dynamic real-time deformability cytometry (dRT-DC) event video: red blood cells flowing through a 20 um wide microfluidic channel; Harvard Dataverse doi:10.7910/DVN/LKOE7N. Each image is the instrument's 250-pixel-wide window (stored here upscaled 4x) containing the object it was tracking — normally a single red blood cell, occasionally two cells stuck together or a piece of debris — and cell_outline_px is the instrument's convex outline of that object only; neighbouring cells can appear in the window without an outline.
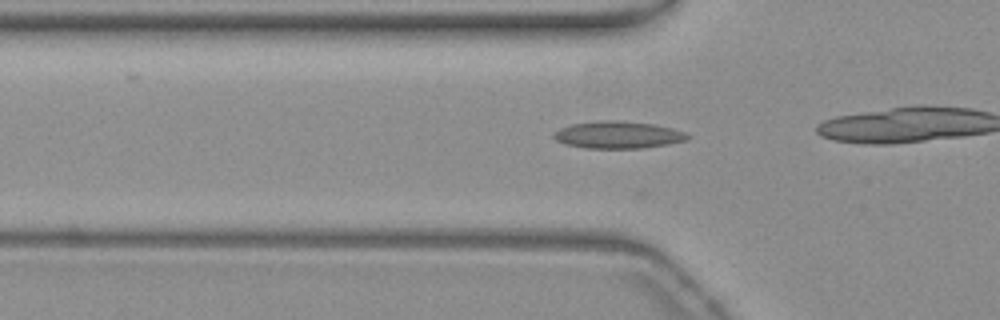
{"species": "common noctule bat (a hibernating species)", "species_latin": "Nyctalus noctula", "temperature_condition": "warm", "stored_images_in_passage": 10, "camera_frame_rate_fps": 3000, "um_per_image_px": 0.085, "animal": {"sex": "female", "body_mass_g": 19.3, "forearm_length_mm": 54.1}, "frame": {"image": 1, "passage_image": 3, "time_ms": 0.667, "image_size_px": [1000, 320], "cell_outline_px": [[692, 136], [688, 140], [668, 144], [644, 148], [584, 148], [564, 144], [556, 140], [552, 136], [552, 132], [560, 128], [572, 124], [600, 120], [620, 120], [656, 124], [672, 128], [684, 132]], "centroid_in_image_um": [52.53, 11.46], "position_along_channel_um": 73.3, "area_um2": 21.5}}